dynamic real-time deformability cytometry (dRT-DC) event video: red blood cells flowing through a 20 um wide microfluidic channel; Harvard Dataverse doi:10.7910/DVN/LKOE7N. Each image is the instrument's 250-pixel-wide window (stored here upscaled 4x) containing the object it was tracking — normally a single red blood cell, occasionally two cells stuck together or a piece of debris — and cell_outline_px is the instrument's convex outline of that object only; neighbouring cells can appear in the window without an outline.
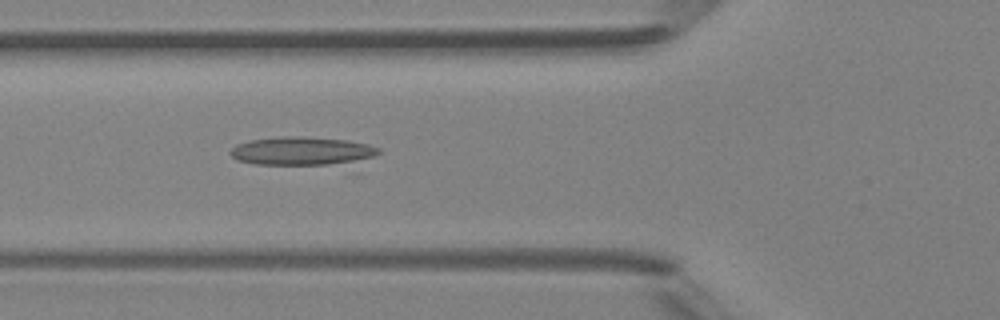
{"species": "Egyptian fruit bat (a non-hibernating species)", "species_latin": "Rousettus aegyptiacus", "temperature_condition": "room temperature", "stored_images_in_passage": 7, "camera_frame_rate_fps": 3000, "um_per_image_px": 0.085, "animal": {"sex": "female"}, "frame": {"image": 1, "passage_image": 7, "time_ms": 6.667, "image_size_px": [1000, 320], "cell_outline_px": [[380, 152], [372, 156], [352, 160], [328, 164], [256, 164], [236, 160], [228, 152], [236, 144], [248, 140], [280, 136], [300, 136], [348, 140], [368, 144], [380, 148]], "centroid_in_image_um": [25.56, 12.81], "position_along_channel_um": 100.2, "area_um2": 24.1}}